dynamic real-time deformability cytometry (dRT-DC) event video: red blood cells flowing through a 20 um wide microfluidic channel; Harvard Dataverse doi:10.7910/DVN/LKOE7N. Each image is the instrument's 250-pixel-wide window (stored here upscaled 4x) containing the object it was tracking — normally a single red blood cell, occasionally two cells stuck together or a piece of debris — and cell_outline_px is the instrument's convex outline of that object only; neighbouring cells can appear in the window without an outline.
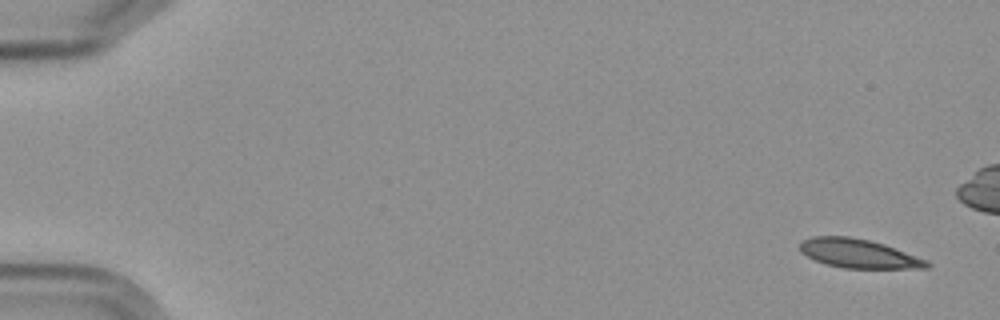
{"species": "Egyptian fruit bat (a non-hibernating species)", "species_latin": "Rousettus aegyptiacus", "temperature_condition": "cold", "stored_images_in_passage": 8, "camera_frame_rate_fps": 3000, "um_per_image_px": 0.085, "frame": {"image": 1, "passage_image": 1, "time_ms": 0.0, "image_size_px": [1000, 320], "cell_outline_px": [[932, 264], [928, 268], [844, 268], [824, 264], [800, 252], [800, 240], [812, 236], [848, 236], [868, 240], [884, 244], [928, 260]], "centroid_in_image_um": [72.97, 21.55], "position_along_channel_um": 12.0, "area_um2": 21.44}}
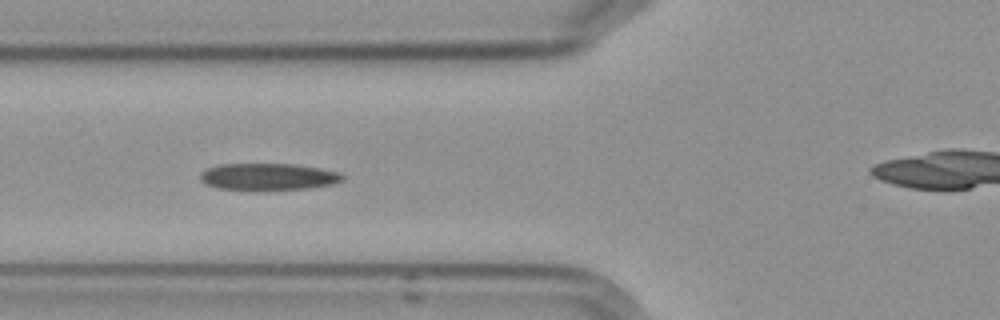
{"frame": {"image": 2, "passage_image": 6, "time_ms": 6.667, "image_size_px": [1000, 320], "cell_outline_px": [[344, 180], [332, 184], [308, 188], [220, 188], [204, 184], [200, 180], [200, 176], [208, 168], [220, 164], [296, 164], [320, 168], [340, 172], [344, 176]], "centroid_in_image_um": [22.85, 14.99], "position_along_channel_um": 103.0, "area_um2": 21.56}}
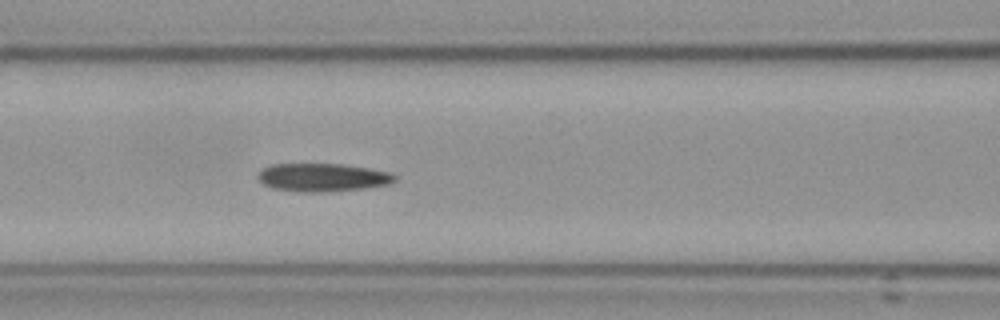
{"frame": {"image": 3, "passage_image": 7, "time_ms": 7.667, "image_size_px": [1000, 320], "cell_outline_px": [[396, 180], [388, 184], [364, 188], [324, 192], [296, 192], [272, 188], [264, 184], [256, 176], [264, 168], [272, 164], [340, 164], [368, 168], [392, 172], [396, 176]], "centroid_in_image_um": [27.42, 15.08], "position_along_channel_um": 139.2, "area_um2": 22.43}}